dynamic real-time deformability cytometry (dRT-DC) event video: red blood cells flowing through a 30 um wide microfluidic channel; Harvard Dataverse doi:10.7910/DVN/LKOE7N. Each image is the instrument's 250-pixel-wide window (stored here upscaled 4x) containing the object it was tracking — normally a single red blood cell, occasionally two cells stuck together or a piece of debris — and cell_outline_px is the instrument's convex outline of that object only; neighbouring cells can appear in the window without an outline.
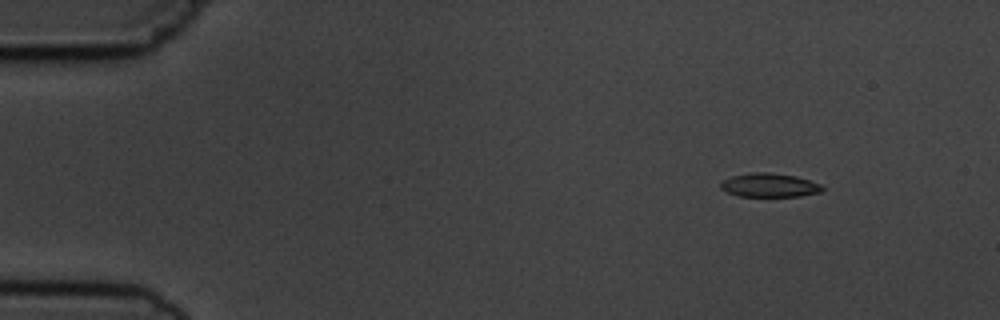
{"species": "common noctule bat (a hibernating species)", "species_latin": "Nyctalus noctula", "temperature_condition": "cold", "stored_images_in_passage": 5, "camera_frame_rate_fps": 3000, "um_per_image_px": 0.085, "animal": {"sex": "male", "body_mass_g": 19.5, "forearm_length_mm": 54.6}, "frame": {"image": 1, "passage_image": 2, "time_ms": 1.0, "image_size_px": [1000, 320], "cell_outline_px": [[824, 188], [820, 192], [800, 196], [740, 196], [728, 192], [720, 188], [720, 184], [724, 180], [732, 176], [748, 172], [768, 172], [796, 176], [820, 184]], "centroid_in_image_um": [65.39, 15.73], "position_along_channel_um": 19.6, "area_um2": 13.99}}